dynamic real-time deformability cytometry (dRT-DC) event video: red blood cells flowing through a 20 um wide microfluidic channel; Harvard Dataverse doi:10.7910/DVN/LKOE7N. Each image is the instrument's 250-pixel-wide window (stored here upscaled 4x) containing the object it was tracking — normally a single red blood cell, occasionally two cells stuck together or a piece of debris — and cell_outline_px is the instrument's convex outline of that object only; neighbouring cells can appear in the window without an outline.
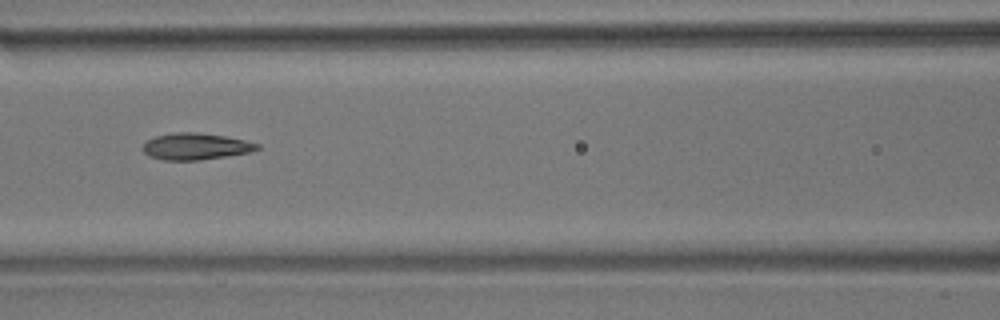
{"species": "common noctule bat (a hibernating species)", "species_latin": "Nyctalus noctula", "temperature_condition": "room temperature", "stored_images_in_passage": 12, "camera_frame_rate_fps": 3000, "um_per_image_px": 0.085, "animal": {"sex": "male", "body_mass_g": 17.9}, "frame": {"image": 1, "passage_image": 6, "time_ms": 7.0, "image_size_px": [1000, 320], "cell_outline_px": [[260, 148], [252, 152], [200, 160], [164, 160], [148, 156], [140, 148], [148, 140], [156, 136], [172, 132], [196, 132], [224, 136], [244, 140], [260, 144]], "centroid_in_image_um": [16.62, 12.45], "position_along_channel_um": 150.0, "area_um2": 17.8}}
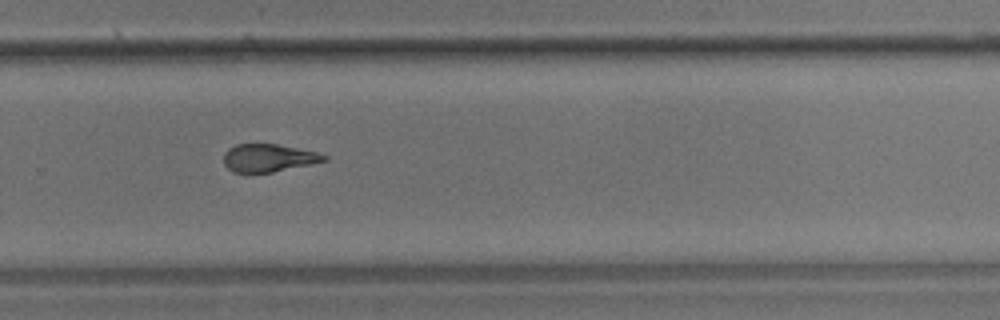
{"frame": {"image": 2, "passage_image": 10, "time_ms": 11.333, "image_size_px": [1000, 320], "cell_outline_px": [[328, 160], [272, 172], [232, 172], [224, 164], [224, 152], [228, 148], [236, 144], [276, 144], [316, 152], [328, 156]], "centroid_in_image_um": [22.79, 13.42], "position_along_channel_um": 307.0, "area_um2": 16.07}}
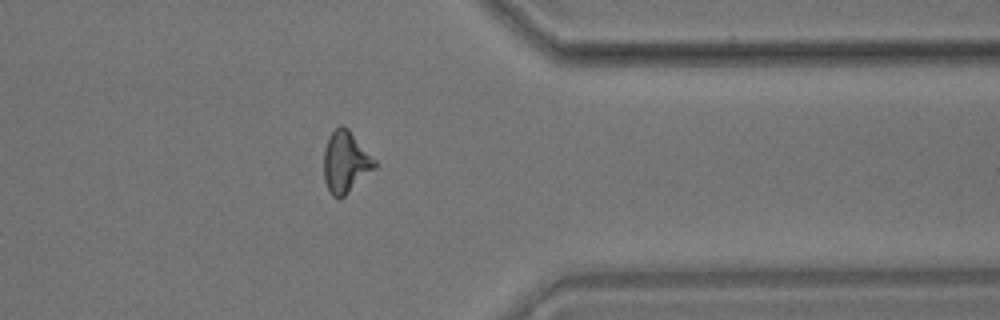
{"frame": {"image": 3, "passage_image": 12, "time_ms": 13.667, "image_size_px": [1000, 320], "cell_outline_px": [[376, 168], [340, 200], [332, 196], [324, 180], [324, 148], [328, 136], [340, 124], [348, 128], [376, 160]], "centroid_in_image_um": [29.37, 13.78], "position_along_channel_um": 382.0, "area_um2": 18.38}, "authors_computed_cell_mechanics": {"area_um2": 18.0047, "velocity_mm_per_s": 3.6408, "shape_relaxation_time_tau1_ms": 3.874, "shape_relaxation_time_tau2_ms": 2.6451, "deformation_change_tau1": 0.1435, "deformation_change_tau2": 0.0967}}